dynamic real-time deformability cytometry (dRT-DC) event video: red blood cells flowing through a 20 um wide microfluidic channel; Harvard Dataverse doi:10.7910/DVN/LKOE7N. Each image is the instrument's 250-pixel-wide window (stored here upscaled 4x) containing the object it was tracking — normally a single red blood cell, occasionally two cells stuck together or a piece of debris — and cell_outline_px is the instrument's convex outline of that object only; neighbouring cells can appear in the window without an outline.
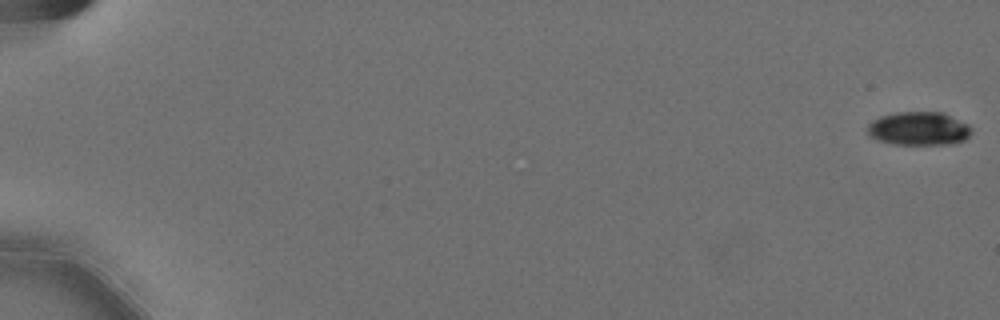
{"species": "Egyptian fruit bat (a non-hibernating species)", "species_latin": "Rousettus aegyptiacus", "temperature_condition": "cold", "stored_images_in_passage": 59, "camera_frame_rate_fps": 3000, "um_per_image_px": 0.085, "animal": {"sex": "female"}, "frame": {"image": 1, "passage_image": 1, "time_ms": 0.0, "image_size_px": [1000, 320], "cell_outline_px": [[972, 132], [964, 140], [952, 144], [892, 144], [868, 136], [868, 124], [872, 120], [880, 116], [896, 112], [944, 112], [968, 124], [972, 128]], "centroid_in_image_um": [78.1, 10.92], "position_along_channel_um": 6.9, "area_um2": 20.4}}
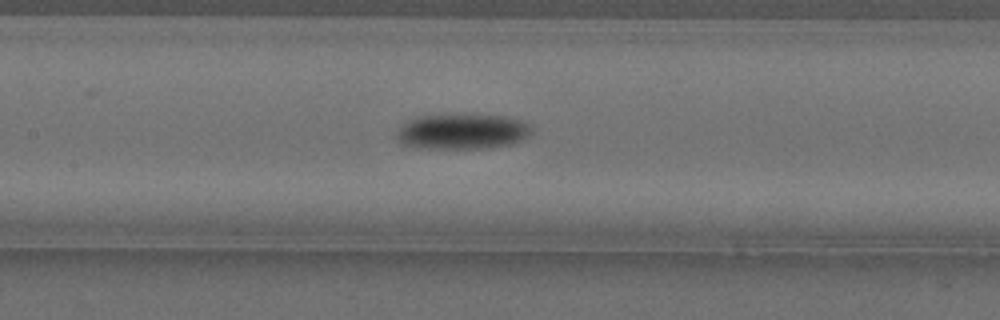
{"frame": {"image": 2, "passage_image": 30, "time_ms": 9.667, "image_size_px": [1000, 320], "cell_outline_px": [[536, 128], [528, 136], [512, 144], [484, 148], [420, 148], [404, 144], [396, 140], [396, 132], [408, 120], [420, 116], [508, 116], [524, 120], [532, 124]], "centroid_in_image_um": [39.37, 11.19], "position_along_channel_um": 168.0, "area_um2": 27.63}}
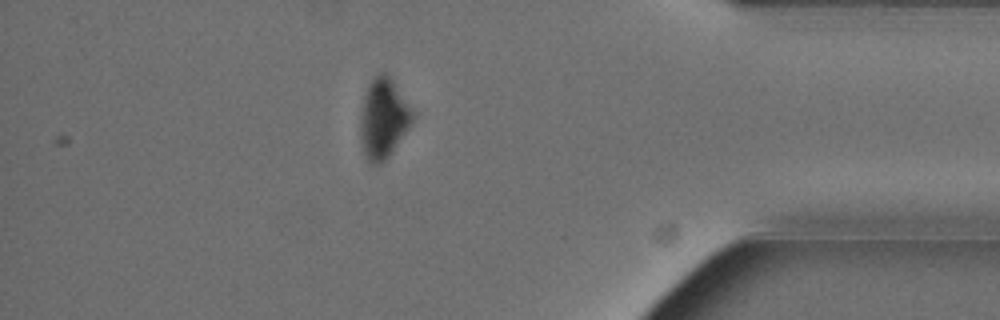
{"frame": {"image": 3, "passage_image": 52, "time_ms": 17.0, "image_size_px": [1000, 320], "cell_outline_px": [[416, 112], [408, 128], [388, 156], [380, 164], [368, 164], [364, 156], [360, 144], [360, 116], [364, 92], [368, 84], [380, 72], [384, 72], [392, 80]], "centroid_in_image_um": [32.56, 10.07], "position_along_channel_um": 402.6, "area_um2": 24.45}, "authors_computed_cell_mechanics": {"area_um2": 24.854, "velocity_mm_per_s": 3.587, "shape_relaxation_time_tau1_ms": 5.3702, "shape_relaxation_time_tau2_ms": null, "deformation_change_tau1": 0.1366, "deformation_change_tau2": null}}